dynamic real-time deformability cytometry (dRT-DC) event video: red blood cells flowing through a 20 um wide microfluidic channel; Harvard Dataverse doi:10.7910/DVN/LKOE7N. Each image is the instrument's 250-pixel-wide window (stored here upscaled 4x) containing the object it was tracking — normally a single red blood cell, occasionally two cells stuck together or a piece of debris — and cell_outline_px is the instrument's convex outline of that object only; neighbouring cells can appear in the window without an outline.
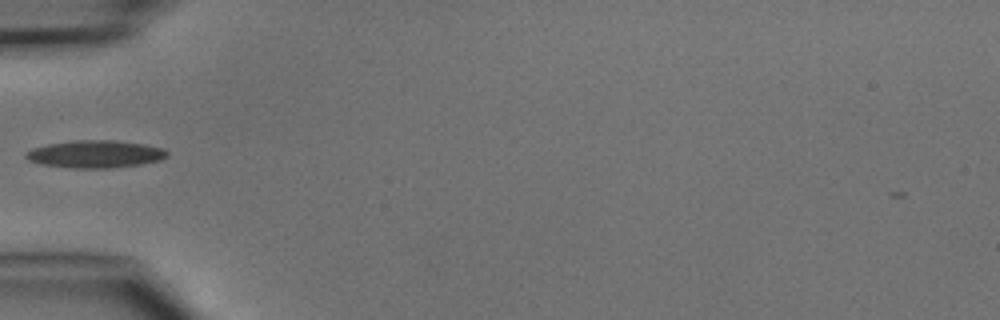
{"species": "common noctule bat (a hibernating species)", "species_latin": "Nyctalus noctula", "temperature_condition": "cold", "stored_images_in_passage": 32, "camera_frame_rate_fps": 3000, "um_per_image_px": 0.085, "animal": {"sex": "male", "body_mass_g": 15.6}, "frame": {"image": 1, "passage_image": 1, "time_ms": 0.0, "image_size_px": [1000, 320], "cell_outline_px": [[168, 156], [160, 160], [140, 164], [108, 168], [68, 168], [40, 164], [28, 160], [24, 156], [32, 148], [48, 144], [76, 140], [112, 140], [144, 144], [164, 148], [168, 152]], "centroid_in_image_um": [8.1, 13.1], "position_along_channel_um": 76.9, "area_um2": 22.6}}
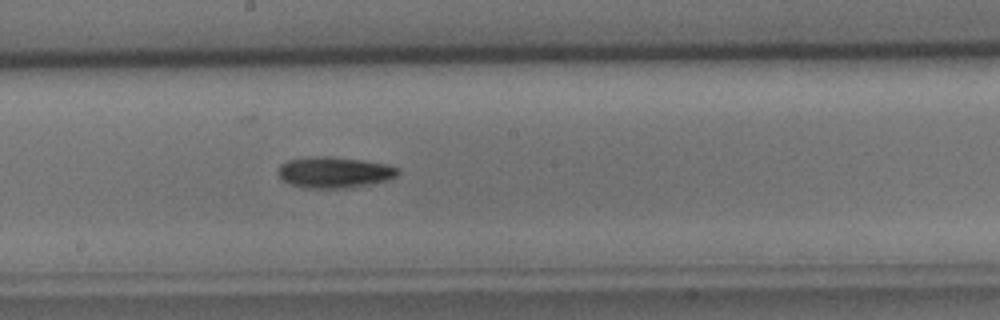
{"frame": {"image": 2, "passage_image": 11, "time_ms": 3.333, "image_size_px": [1000, 320], "cell_outline_px": [[400, 172], [396, 176], [388, 180], [352, 188], [304, 188], [292, 184], [284, 180], [276, 172], [280, 164], [288, 160], [308, 156], [316, 156], [360, 160], [388, 164], [400, 168]], "centroid_in_image_um": [28.43, 14.65], "position_along_channel_um": 219.8, "area_um2": 21.73}}
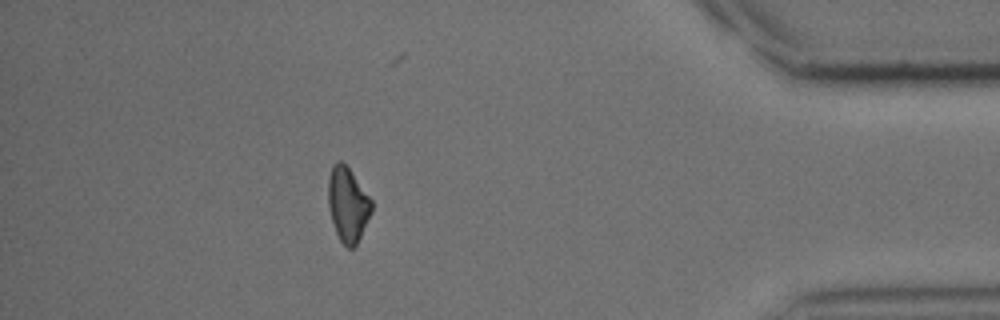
{"frame": {"image": 3, "passage_image": 27, "time_ms": 8.667, "image_size_px": [1000, 320], "cell_outline_px": [[372, 212], [356, 248], [348, 248], [340, 240], [336, 232], [328, 208], [328, 180], [332, 164], [336, 160], [340, 160], [348, 168], [372, 200]], "centroid_in_image_um": [29.56, 17.4], "position_along_channel_um": 405.6, "area_um2": 18.9}}